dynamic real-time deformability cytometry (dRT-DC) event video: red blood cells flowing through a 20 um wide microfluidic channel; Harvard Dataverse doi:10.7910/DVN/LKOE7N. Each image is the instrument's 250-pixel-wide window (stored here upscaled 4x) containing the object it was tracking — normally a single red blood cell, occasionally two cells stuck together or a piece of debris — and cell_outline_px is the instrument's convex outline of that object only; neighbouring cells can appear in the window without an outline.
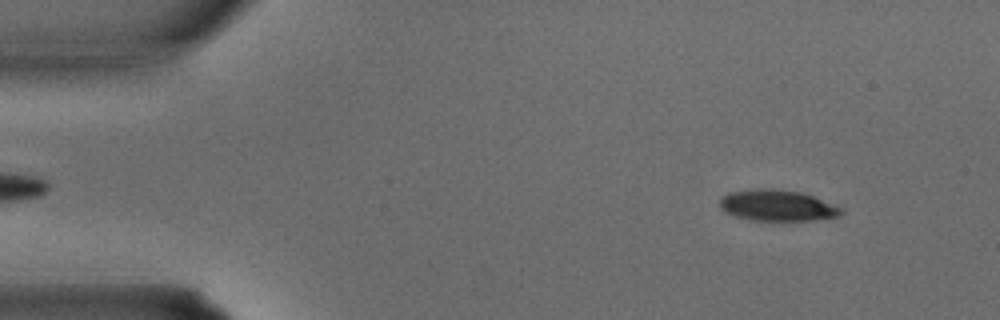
{"species": "common noctule bat (a hibernating species)", "species_latin": "Nyctalus noctula", "temperature_condition": "warm", "stored_images_in_passage": 34, "camera_frame_rate_fps": 3000, "um_per_image_px": 0.085, "animal": {"sex": "male", "body_mass_g": 15.6}, "frame": {"image": 1, "passage_image": 4, "time_ms": 1.0, "image_size_px": [1000, 320], "cell_outline_px": [[844, 212], [840, 216], [816, 220], [752, 220], [736, 216], [724, 212], [720, 208], [720, 196], [728, 192], [756, 188], [772, 188], [800, 192], [812, 196], [844, 208]], "centroid_in_image_um": [66.06, 17.46], "position_along_channel_um": 18.9, "area_um2": 22.2}}
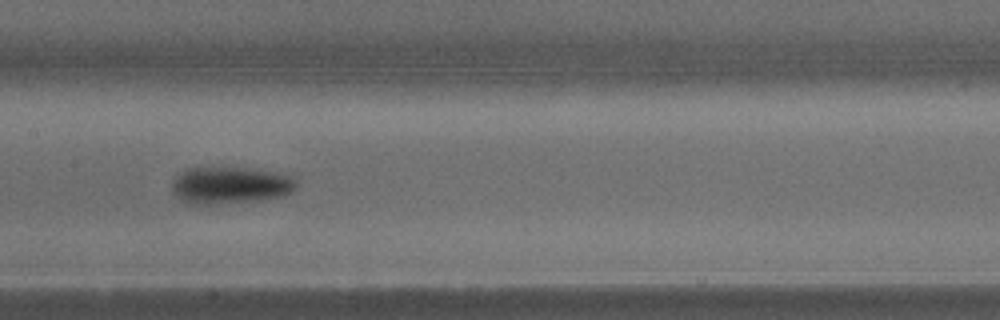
{"frame": {"image": 2, "passage_image": 17, "time_ms": 5.333, "image_size_px": [1000, 320], "cell_outline_px": [[296, 188], [284, 196], [264, 200], [216, 204], [188, 204], [172, 192], [172, 180], [180, 172], [188, 168], [248, 168], [288, 172], [296, 180]], "centroid_in_image_um": [19.63, 15.74], "position_along_channel_um": 187.8, "area_um2": 27.34}}
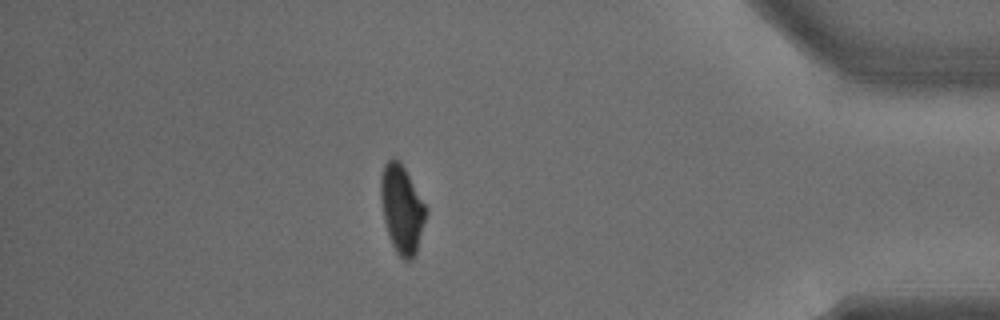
{"frame": {"image": 3, "passage_image": 30, "time_ms": 9.667, "image_size_px": [1000, 320], "cell_outline_px": [[428, 212], [416, 252], [412, 260], [404, 260], [396, 252], [388, 236], [384, 220], [380, 196], [380, 176], [384, 164], [392, 156], [400, 160], [428, 208]], "centroid_in_image_um": [34.16, 17.74], "position_along_channel_um": 401.0, "area_um2": 23.52}}